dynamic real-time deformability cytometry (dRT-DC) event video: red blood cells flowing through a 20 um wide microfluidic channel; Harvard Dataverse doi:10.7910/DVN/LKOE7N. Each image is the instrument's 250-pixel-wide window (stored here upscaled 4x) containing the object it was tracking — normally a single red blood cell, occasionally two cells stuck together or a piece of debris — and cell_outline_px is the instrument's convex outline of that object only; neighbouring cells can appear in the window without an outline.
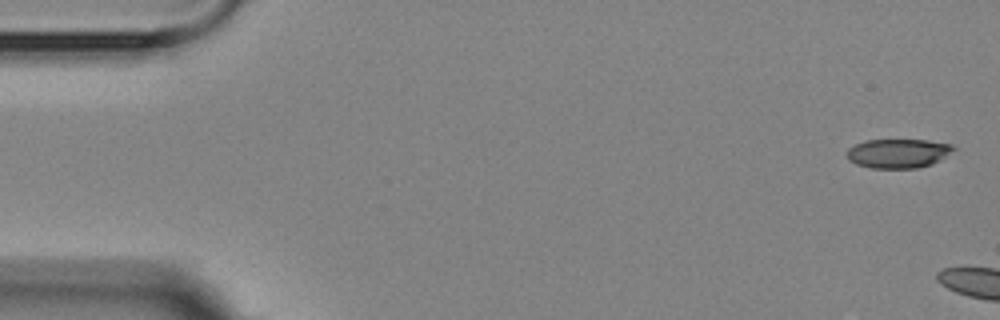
{"species": "Egyptian fruit bat (a non-hibernating species)", "species_latin": "Rousettus aegyptiacus", "temperature_condition": "room temperature", "stored_images_in_passage": 4, "camera_frame_rate_fps": 3000, "um_per_image_px": 0.085, "animal": {"sex": "female"}, "frame": {"image": 1, "passage_image": 1, "time_ms": 0.0, "image_size_px": [1000, 320], "cell_outline_px": [[956, 148], [940, 160], [932, 164], [916, 168], [872, 168], [856, 164], [848, 160], [848, 148], [856, 144], [868, 140], [928, 140], [952, 144]], "centroid_in_image_um": [76.36, 13.03], "position_along_channel_um": 8.6, "area_um2": 18.03}}